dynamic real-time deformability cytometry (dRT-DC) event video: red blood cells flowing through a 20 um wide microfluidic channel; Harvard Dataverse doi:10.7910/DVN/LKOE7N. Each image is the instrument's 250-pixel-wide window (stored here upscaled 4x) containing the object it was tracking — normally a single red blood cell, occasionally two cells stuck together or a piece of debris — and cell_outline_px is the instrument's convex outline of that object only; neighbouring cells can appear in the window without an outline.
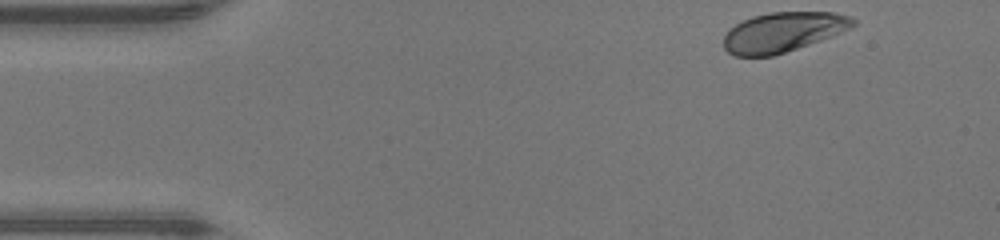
{"species": "human", "species_latin": "Homo sapiens", "temperature_condition": "warm", "stored_images_in_passage": 42, "camera_frame_rate_fps": 3000, "um_per_image_px": 0.085, "donor": {"sex": "male"}, "frame": {"image": 1, "passage_image": 1, "time_ms": 0.0, "image_size_px": [1000, 240], "cell_outline_px": [[856, 24], [852, 28], [832, 36], [772, 56], [736, 56], [728, 52], [724, 48], [724, 36], [728, 28], [752, 16], [768, 12], [832, 12], [852, 16], [856, 20]], "centroid_in_image_um": [66.56, 2.71], "position_along_channel_um": 18.4, "area_um2": 30.0}}
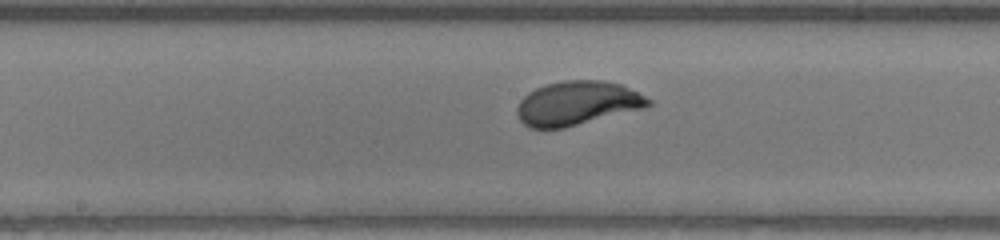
{"frame": {"image": 2, "passage_image": 20, "time_ms": 6.333, "image_size_px": [1000, 240], "cell_outline_px": [[652, 104], [644, 108], [564, 128], [528, 128], [520, 120], [516, 112], [516, 108], [520, 100], [528, 92], [536, 88], [548, 84], [564, 80], [600, 80], [624, 84], [652, 100]], "centroid_in_image_um": [49.07, 8.77], "position_along_channel_um": 199.1, "area_um2": 33.81}}
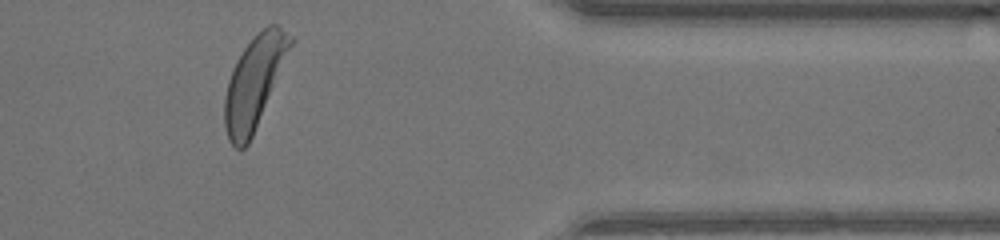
{"frame": {"image": 3, "passage_image": 35, "time_ms": 11.333, "image_size_px": [1000, 240], "cell_outline_px": [[296, 40], [252, 136], [248, 144], [244, 148], [236, 148], [228, 140], [224, 124], [224, 96], [228, 80], [232, 68], [236, 60], [244, 48], [268, 24], [276, 24], [292, 36]], "centroid_in_image_um": [21.62, 6.99], "position_along_channel_um": 389.8, "area_um2": 35.08}, "authors_computed_cell_mechanics": {"area_um2": 33.5818, "velocity_mm_per_s": 4.3416, "shape_relaxation_time_tau1_ms": 2.1105, "shape_relaxation_time_tau2_ms": null, "deformation_change_tau1": 0.1659, "deformation_change_tau2": null}}